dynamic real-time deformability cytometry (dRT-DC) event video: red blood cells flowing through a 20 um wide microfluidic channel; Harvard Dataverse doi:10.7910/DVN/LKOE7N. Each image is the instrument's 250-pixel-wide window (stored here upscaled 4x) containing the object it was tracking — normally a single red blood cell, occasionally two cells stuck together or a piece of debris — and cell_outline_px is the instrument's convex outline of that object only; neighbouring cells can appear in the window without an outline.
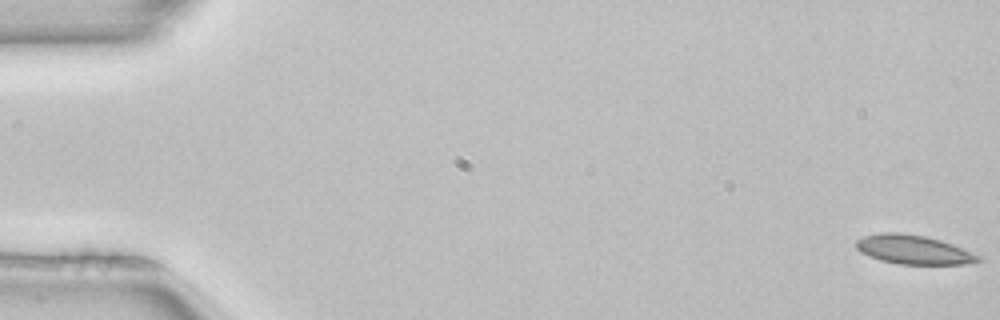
{"species": "common noctule bat (a hibernating species)", "species_latin": "Nyctalus noctula", "temperature_condition": "room temperature", "stored_images_in_passage": 52, "camera_frame_rate_fps": 3000, "um_per_image_px": 0.085, "animal": {"sex": "female", "body_mass_g": 22.7, "forearm_length_mm": 54.2}, "frame": {"image": 1, "passage_image": 1, "time_ms": 0.0, "image_size_px": [1000, 320], "cell_outline_px": [[984, 260], [968, 264], [900, 264], [880, 260], [868, 256], [860, 252], [856, 248], [856, 240], [864, 236], [880, 232], [900, 232], [924, 236], [940, 240], [952, 244], [984, 256]], "centroid_in_image_um": [77.68, 21.22], "position_along_channel_um": 7.3, "area_um2": 20.92}}
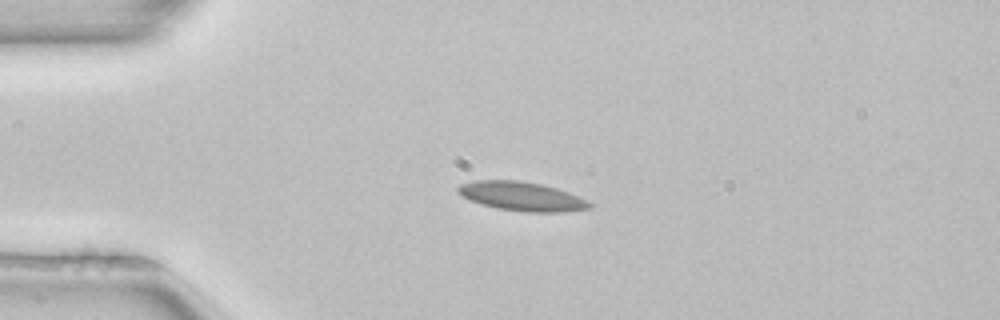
{"frame": {"image": 2, "passage_image": 13, "time_ms": 4.0, "image_size_px": [1000, 320], "cell_outline_px": [[592, 208], [564, 212], [524, 212], [496, 208], [480, 204], [456, 192], [456, 188], [460, 184], [476, 180], [520, 180], [540, 184], [556, 188], [580, 196], [588, 200], [592, 204]], "centroid_in_image_um": [44.37, 16.69], "position_along_channel_um": 40.6, "area_um2": 22.37}}
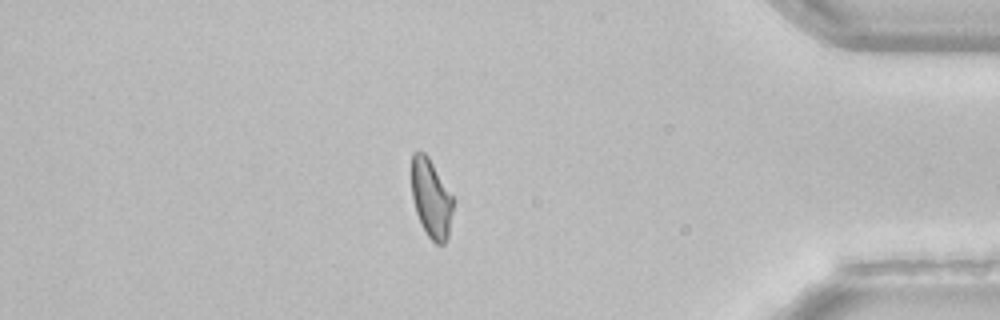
{"frame": {"image": 3, "passage_image": 45, "time_ms": 14.667, "image_size_px": [1000, 320], "cell_outline_px": [[452, 212], [448, 236], [444, 244], [436, 244], [428, 236], [420, 224], [412, 200], [412, 152], [416, 148], [424, 152], [428, 156], [452, 196]], "centroid_in_image_um": [36.61, 16.85], "position_along_channel_um": 398.6, "area_um2": 18.96}, "authors_computed_cell_mechanics": {"area_um2": 20.7213, "velocity_mm_per_s": 3.9622, "shape_relaxation_time_tau1_ms": 7.4446, "shape_relaxation_time_tau2_ms": 3.3201, "deformation_change_tau1": 0.1405, "deformation_change_tau2": 0.0774}}